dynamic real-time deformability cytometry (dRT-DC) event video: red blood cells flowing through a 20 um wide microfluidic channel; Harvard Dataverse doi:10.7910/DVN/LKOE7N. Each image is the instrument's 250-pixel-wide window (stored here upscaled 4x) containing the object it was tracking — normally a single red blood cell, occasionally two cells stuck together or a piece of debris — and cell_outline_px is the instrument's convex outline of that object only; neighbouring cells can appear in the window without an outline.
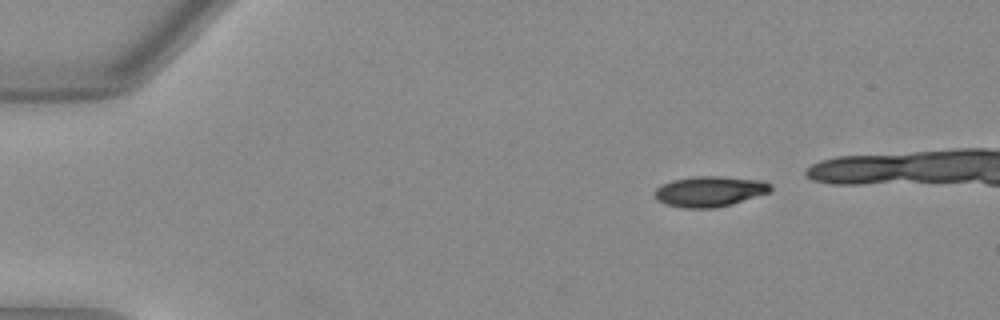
{"species": "Egyptian fruit bat (a non-hibernating species)", "species_latin": "Rousettus aegyptiacus", "temperature_condition": "warm", "stored_images_in_passage": 39, "camera_frame_rate_fps": 3000, "um_per_image_px": 0.085, "animal": {"sex": "female"}, "frame": {"image": 1, "passage_image": 1, "time_ms": 0.0, "image_size_px": [1000, 320], "cell_outline_px": [[772, 188], [768, 192], [732, 204], [716, 208], [684, 208], [664, 204], [656, 200], [652, 192], [656, 188], [672, 180], [692, 176], [720, 176], [764, 180], [772, 184]], "centroid_in_image_um": [60.29, 16.26], "position_along_channel_um": 24.7, "area_um2": 20.81}}
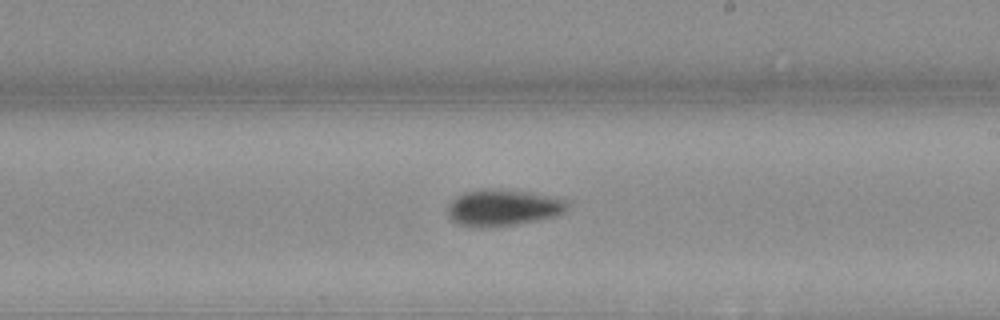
{"frame": {"image": 2, "passage_image": 24, "time_ms": 7.667, "image_size_px": [1000, 320], "cell_outline_px": [[564, 208], [560, 212], [552, 216], [516, 224], [456, 224], [448, 216], [448, 204], [456, 196], [464, 192], [480, 188], [500, 188], [528, 192], [548, 196], [564, 200]], "centroid_in_image_um": [42.64, 17.58], "position_along_channel_um": 246.4, "area_um2": 24.22}}
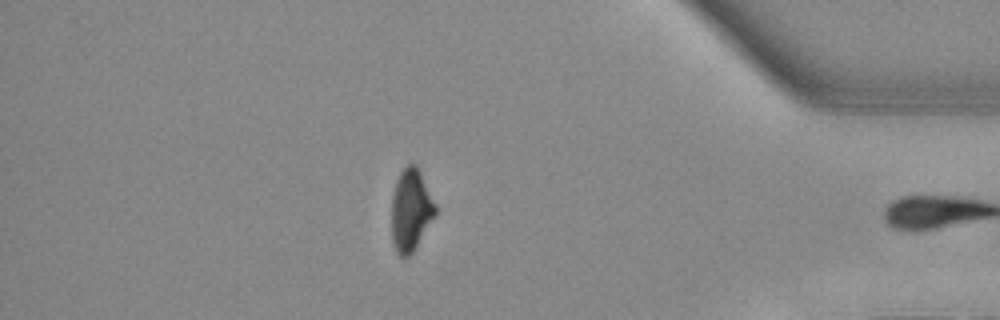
{"frame": {"image": 3, "passage_image": 38, "time_ms": 12.333, "image_size_px": [1000, 320], "cell_outline_px": [[436, 212], [412, 252], [408, 256], [400, 256], [396, 252], [392, 240], [392, 196], [396, 180], [400, 172], [408, 164], [416, 164], [436, 204]], "centroid_in_image_um": [34.9, 17.83], "position_along_channel_um": 400.3, "area_um2": 20.52}, "authors_computed_cell_mechanics": {"area_um2": 22.8888, "velocity_mm_per_s": 4.012, "shape_relaxation_time_tau1_ms": 3.5892, "shape_relaxation_time_tau2_ms": null, "deformation_change_tau1": 0.1566, "deformation_change_tau2": null}}